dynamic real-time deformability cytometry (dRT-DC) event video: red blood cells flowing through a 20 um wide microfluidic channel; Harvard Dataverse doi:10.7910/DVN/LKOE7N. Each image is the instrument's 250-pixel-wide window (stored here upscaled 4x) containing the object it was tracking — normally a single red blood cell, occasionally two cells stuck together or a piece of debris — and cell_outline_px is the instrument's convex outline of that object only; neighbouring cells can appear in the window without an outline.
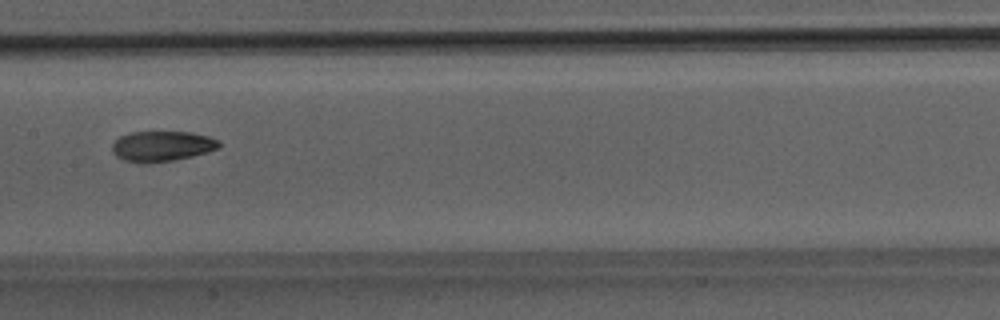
{"species": "Egyptian fruit bat (a non-hibernating species)", "species_latin": "Rousettus aegyptiacus", "temperature_condition": "room temperature", "stored_images_in_passage": 46, "camera_frame_rate_fps": 3000, "um_per_image_px": 0.085, "animal": {"sex": "male"}, "frame": {"image": 1, "passage_image": 27, "time_ms": 8.667, "image_size_px": [1000, 320], "cell_outline_px": [[220, 144], [216, 148], [192, 156], [176, 160], [124, 160], [116, 156], [112, 152], [112, 144], [120, 136], [132, 132], [192, 132], [208, 136], [216, 140]], "centroid_in_image_um": [13.75, 12.38], "position_along_channel_um": 193.6, "area_um2": 18.03}, "authors_computed_cell_mechanics": {"area_um2": 19.2474, "velocity_mm_per_s": 4.0578, "shape_relaxation_time_tau1_ms": 3.8544, "shape_relaxation_time_tau2_ms": 3.4176, "deformation_change_tau1": 0.1653, "deformation_change_tau2": 0.0954}}